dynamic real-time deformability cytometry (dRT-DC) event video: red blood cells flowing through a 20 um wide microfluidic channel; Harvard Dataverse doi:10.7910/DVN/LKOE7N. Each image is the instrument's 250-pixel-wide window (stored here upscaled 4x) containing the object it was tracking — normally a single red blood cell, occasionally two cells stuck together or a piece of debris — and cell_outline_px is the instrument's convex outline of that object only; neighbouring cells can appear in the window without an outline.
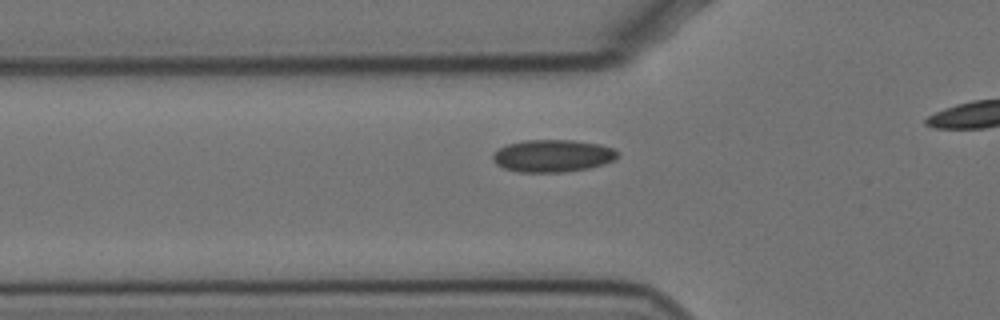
{"species": "Egyptian fruit bat (a non-hibernating species)", "species_latin": "Rousettus aegyptiacus", "temperature_condition": "cold", "stored_images_in_passage": 43, "camera_frame_rate_fps": 3000, "um_per_image_px": 0.085, "animal": {"sex": "female"}, "frame": {"image": 1, "passage_image": 15, "time_ms": 4.667, "image_size_px": [1000, 320], "cell_outline_px": [[616, 156], [612, 160], [604, 164], [588, 168], [564, 172], [520, 172], [504, 168], [496, 164], [492, 160], [492, 156], [500, 148], [508, 144], [524, 140], [572, 140], [600, 144], [612, 148], [616, 152]], "centroid_in_image_um": [46.94, 13.24], "position_along_channel_um": 78.9, "area_um2": 23.29}}
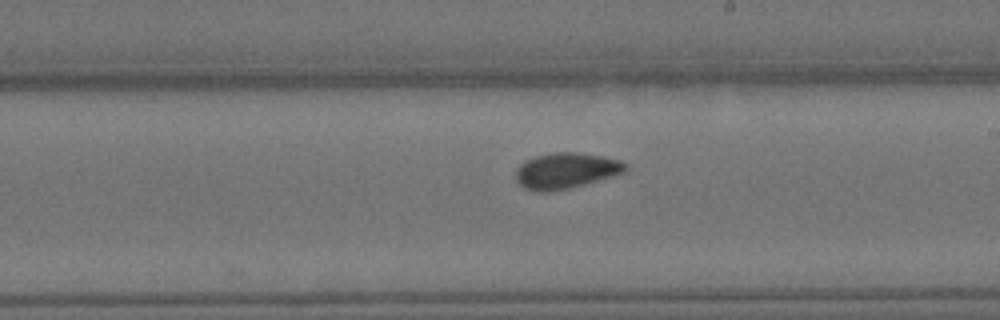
{"frame": {"image": 2, "passage_image": 29, "time_ms": 9.333, "image_size_px": [1000, 320], "cell_outline_px": [[628, 168], [624, 172], [612, 176], [572, 188], [552, 192], [536, 192], [524, 188], [516, 180], [516, 168], [520, 164], [536, 156], [556, 152], [576, 152], [604, 156], [620, 160], [628, 164]], "centroid_in_image_um": [48.11, 14.52], "position_along_channel_um": 240.9, "area_um2": 23.06}}
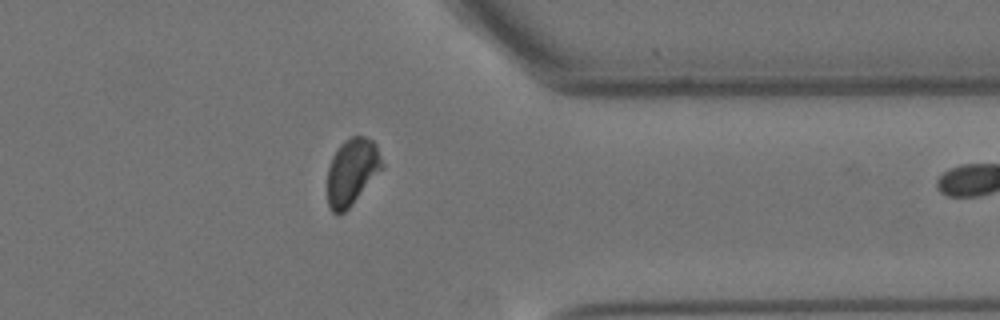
{"frame": {"image": 3, "passage_image": 42, "time_ms": 13.667, "image_size_px": [1000, 320], "cell_outline_px": [[384, 168], [352, 204], [340, 216], [336, 216], [328, 208], [328, 168], [332, 156], [340, 144], [344, 140], [352, 136], [364, 136], [372, 140], [376, 144], [384, 164]], "centroid_in_image_um": [29.92, 14.61], "position_along_channel_um": 381.5, "area_um2": 21.5}}